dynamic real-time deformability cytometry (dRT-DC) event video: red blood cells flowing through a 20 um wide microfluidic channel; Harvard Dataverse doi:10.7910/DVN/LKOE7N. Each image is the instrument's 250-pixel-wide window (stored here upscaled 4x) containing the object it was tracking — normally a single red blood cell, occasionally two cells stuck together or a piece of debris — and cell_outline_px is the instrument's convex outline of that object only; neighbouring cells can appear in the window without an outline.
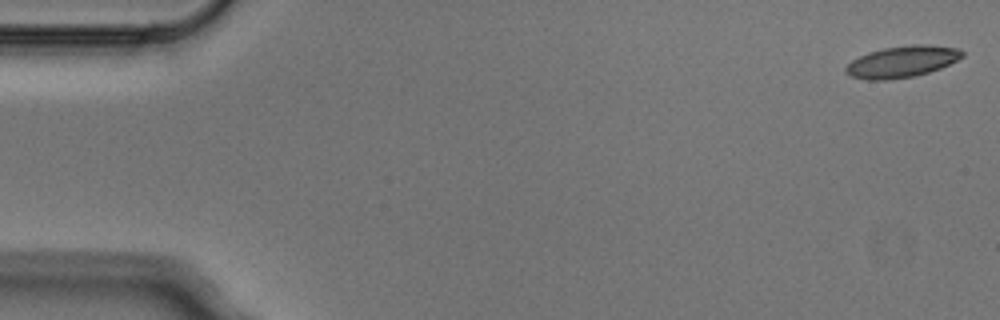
{"species": "Egyptian fruit bat (a non-hibernating species)", "species_latin": "Rousettus aegyptiacus", "temperature_condition": "cold", "stored_images_in_passage": 4, "camera_frame_rate_fps": 3000, "um_per_image_px": 0.085, "animal": {"sex": "male"}, "frame": {"image": 1, "passage_image": 1, "time_ms": 0.0, "image_size_px": [1000, 320], "cell_outline_px": [[964, 56], [940, 68], [928, 72], [912, 76], [888, 80], [868, 80], [852, 76], [844, 72], [844, 68], [852, 60], [868, 52], [884, 48], [912, 44], [928, 44], [956, 48], [964, 52]], "centroid_in_image_um": [76.65, 5.23], "position_along_channel_um": 8.3, "area_um2": 21.21}}
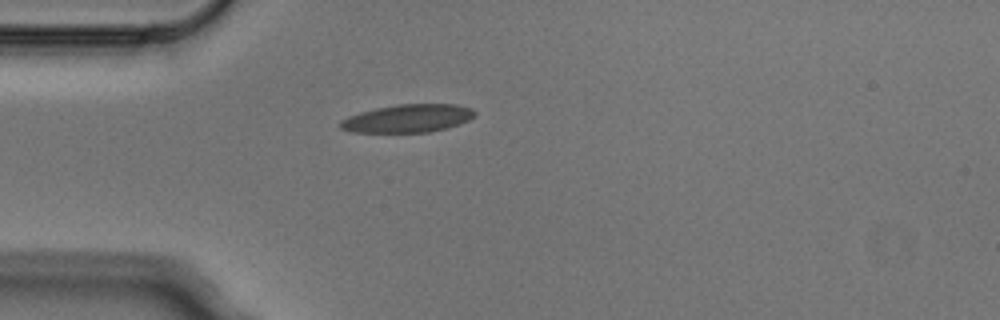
{"frame": {"image": 2, "passage_image": 4, "time_ms": 1.0, "image_size_px": [1000, 320], "cell_outline_px": [[476, 116], [460, 124], [448, 128], [428, 132], [352, 132], [340, 128], [340, 120], [348, 116], [360, 112], [376, 108], [396, 104], [456, 104], [472, 108], [476, 112]], "centroid_in_image_um": [34.69, 10.06], "position_along_channel_um": 50.3, "area_um2": 22.08}}